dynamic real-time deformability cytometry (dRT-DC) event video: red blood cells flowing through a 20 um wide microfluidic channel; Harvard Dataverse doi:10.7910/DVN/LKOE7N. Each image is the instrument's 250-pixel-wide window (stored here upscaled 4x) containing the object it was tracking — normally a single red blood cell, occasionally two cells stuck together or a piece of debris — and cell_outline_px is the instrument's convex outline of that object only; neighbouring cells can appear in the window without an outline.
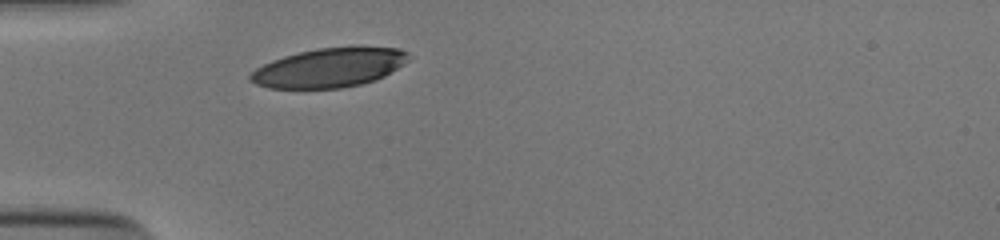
{"species": "human", "species_latin": "Homo sapiens", "temperature_condition": "cold", "stored_images_in_passage": 28, "camera_frame_rate_fps": 3000, "um_per_image_px": 0.085, "donor": {"sex": "male"}, "frame": {"image": 1, "passage_image": 1, "time_ms": 0.0, "image_size_px": [1000, 240], "cell_outline_px": [[412, 56], [404, 64], [384, 76], [376, 80], [360, 84], [340, 88], [268, 88], [256, 84], [248, 80], [248, 76], [256, 68], [272, 60], [284, 56], [316, 48], [360, 44], [400, 48], [408, 52]], "centroid_in_image_um": [28.06, 5.71], "position_along_channel_um": 56.9, "area_um2": 36.99}}
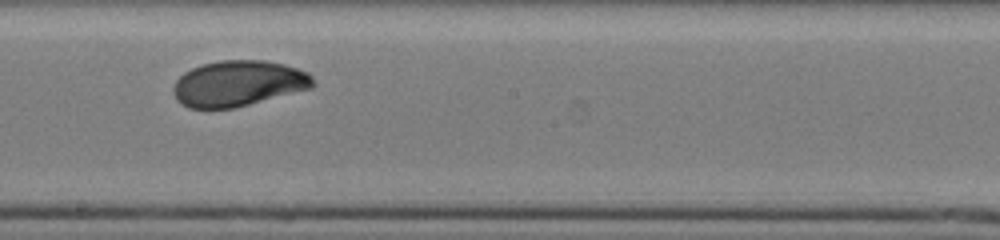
{"frame": {"image": 2, "passage_image": 15, "time_ms": 4.667, "image_size_px": [1000, 240], "cell_outline_px": [[316, 84], [312, 88], [232, 108], [188, 108], [180, 104], [176, 100], [172, 92], [172, 88], [176, 80], [184, 72], [200, 64], [220, 60], [264, 60], [284, 64], [308, 72], [312, 76]], "centroid_in_image_um": [20.23, 7.08], "position_along_channel_um": 228.0, "area_um2": 37.4}}
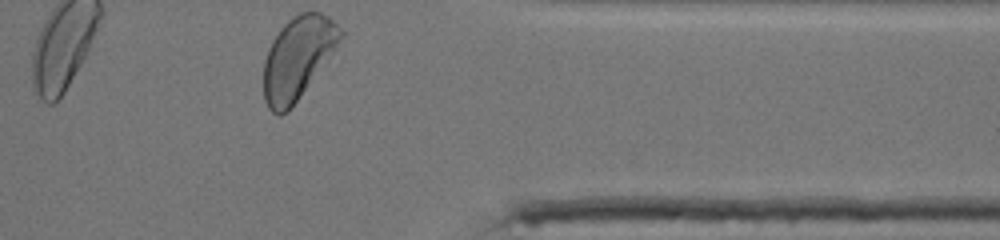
{"frame": {"image": 3, "passage_image": 28, "time_ms": 9.0, "image_size_px": [1000, 240], "cell_outline_px": [[344, 32], [328, 60], [288, 112], [280, 116], [276, 116], [268, 108], [264, 100], [264, 60], [268, 48], [272, 40], [280, 28], [288, 20], [300, 12], [320, 12], [328, 16], [344, 28]], "centroid_in_image_um": [25.3, 4.92], "position_along_channel_um": 386.1, "area_um2": 36.93}, "authors_computed_cell_mechanics": {"area_um2": 37.1076, "velocity_mm_per_s": 3.868, "shape_relaxation_time_tau1_ms": 2.6288, "shape_relaxation_time_tau2_ms": 0.9004, "deformation_change_tau1": 0.1187, "deformation_change_tau2": 0.0473}}